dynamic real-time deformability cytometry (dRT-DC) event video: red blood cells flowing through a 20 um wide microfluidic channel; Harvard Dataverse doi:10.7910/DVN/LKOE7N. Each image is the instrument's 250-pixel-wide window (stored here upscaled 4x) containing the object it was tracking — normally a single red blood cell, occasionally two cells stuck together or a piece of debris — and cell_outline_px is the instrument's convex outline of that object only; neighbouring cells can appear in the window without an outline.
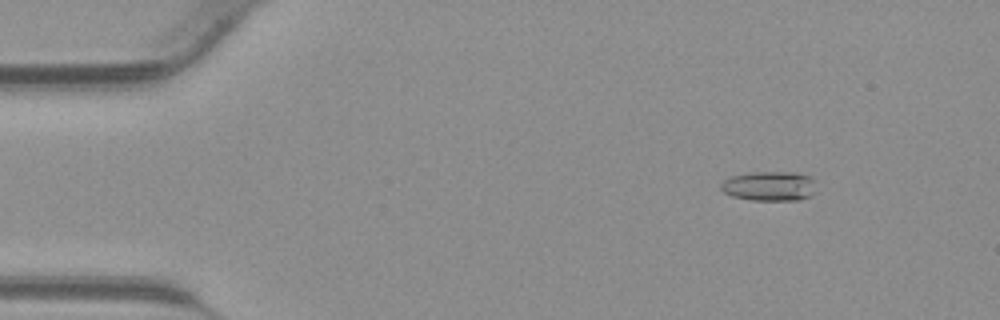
{"species": "common noctule bat (a hibernating species)", "species_latin": "Nyctalus noctula", "temperature_condition": "warm", "stored_images_in_passage": 43, "camera_frame_rate_fps": 3000, "um_per_image_px": 0.085, "animal": {"sex": "male", "body_mass_g": 23.1, "forearm_length_mm": 52.7}, "frame": {"image": 1, "passage_image": 6, "time_ms": 1.667, "image_size_px": [1000, 320], "cell_outline_px": [[816, 192], [812, 196], [800, 200], [752, 200], [732, 196], [724, 192], [720, 188], [720, 184], [724, 180], [732, 176], [752, 172], [796, 172], [808, 176], [812, 180]], "centroid_in_image_um": [65.41, 15.82], "position_along_channel_um": 19.6, "area_um2": 16.47}}
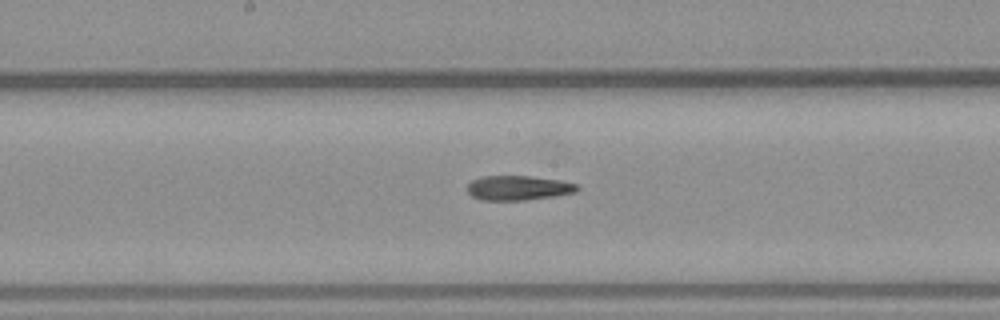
{"frame": {"image": 2, "passage_image": 23, "time_ms": 7.333, "image_size_px": [1000, 320], "cell_outline_px": [[580, 188], [576, 192], [556, 196], [524, 200], [480, 200], [472, 196], [468, 192], [468, 184], [472, 180], [484, 176], [532, 176], [560, 180], [576, 184]], "centroid_in_image_um": [44.07, 15.97], "position_along_channel_um": 204.1, "area_um2": 15.78}}
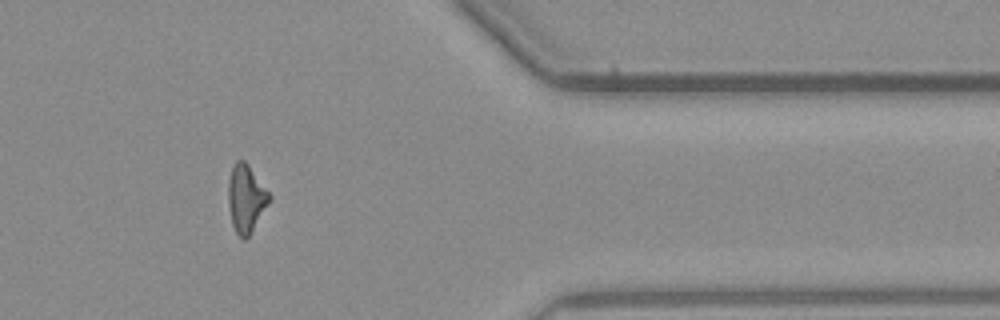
{"frame": {"image": 3, "passage_image": 36, "time_ms": 11.667, "image_size_px": [1000, 320], "cell_outline_px": [[272, 200], [248, 236], [244, 240], [236, 232], [232, 224], [228, 204], [228, 180], [232, 164], [236, 160], [244, 160], [248, 164], [272, 196]], "centroid_in_image_um": [20.91, 16.84], "position_along_channel_um": 390.5, "area_um2": 16.3}}